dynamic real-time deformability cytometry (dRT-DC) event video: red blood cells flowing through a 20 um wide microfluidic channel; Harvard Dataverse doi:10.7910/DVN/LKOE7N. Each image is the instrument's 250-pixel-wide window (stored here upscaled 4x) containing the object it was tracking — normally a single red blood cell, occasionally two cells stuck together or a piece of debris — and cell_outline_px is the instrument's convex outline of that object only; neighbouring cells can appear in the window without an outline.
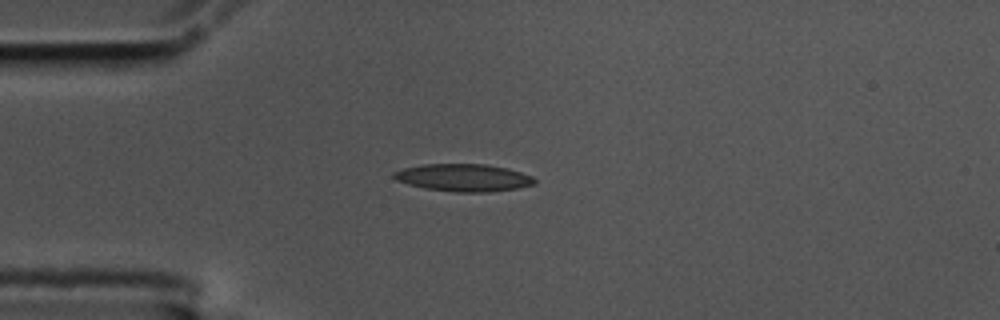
{"species": "common noctule bat (a hibernating species)", "species_latin": "Nyctalus noctula", "temperature_condition": "cold", "stored_images_in_passage": 5, "camera_frame_rate_fps": 3000, "um_per_image_px": 0.085, "animal": {"sex": "male", "body_mass_g": 17.5, "forearm_length_mm": 52.3}, "frame": {"image": 1, "passage_image": 1, "time_ms": 0.0, "image_size_px": [1000, 320], "cell_outline_px": [[536, 184], [516, 188], [488, 192], [456, 192], [424, 188], [408, 184], [396, 180], [392, 176], [392, 172], [404, 168], [420, 164], [484, 164], [508, 168], [532, 176], [536, 180]], "centroid_in_image_um": [39.38, 15.09], "position_along_channel_um": 45.6, "area_um2": 22.54}}
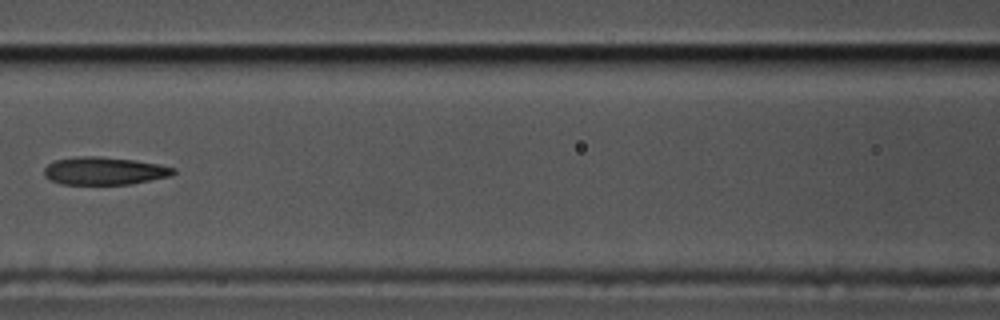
{"frame": {"image": 2, "passage_image": 4, "time_ms": 1.0, "image_size_px": [1000, 320], "cell_outline_px": [[176, 172], [172, 176], [132, 184], [60, 184], [44, 176], [44, 168], [48, 164], [56, 160], [76, 156], [100, 156], [136, 160], [160, 164], [176, 168]], "centroid_in_image_um": [8.91, 14.52], "position_along_channel_um": 157.7, "area_um2": 21.15}}
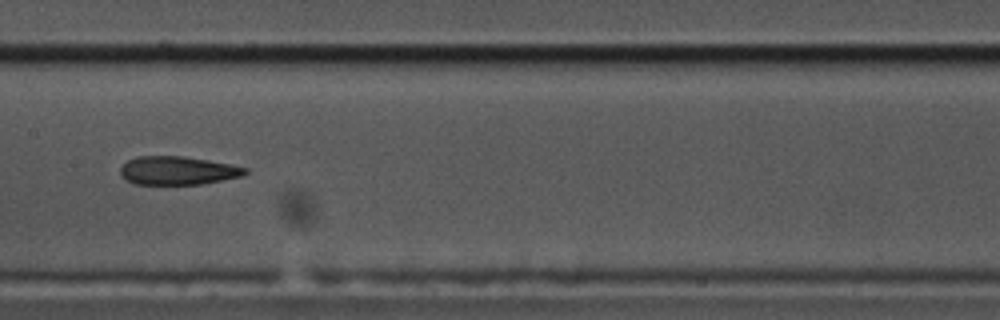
{"frame": {"image": 3, "passage_image": 5, "time_ms": 1.333, "image_size_px": [1000, 320], "cell_outline_px": [[248, 172], [244, 176], [200, 184], [132, 184], [124, 180], [120, 176], [120, 168], [128, 160], [136, 156], [184, 156], [232, 164], [248, 168]], "centroid_in_image_um": [15.1, 14.5], "position_along_channel_um": 192.3, "area_um2": 20.92}}